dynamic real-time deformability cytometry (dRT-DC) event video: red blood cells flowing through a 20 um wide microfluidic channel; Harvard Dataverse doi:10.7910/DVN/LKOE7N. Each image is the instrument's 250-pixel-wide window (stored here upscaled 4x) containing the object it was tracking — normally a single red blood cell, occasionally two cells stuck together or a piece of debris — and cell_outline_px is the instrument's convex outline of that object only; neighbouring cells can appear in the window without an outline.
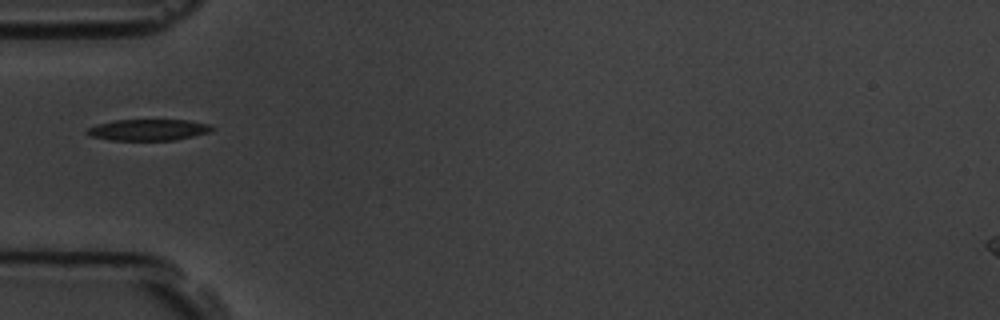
{"species": "common noctule bat (a hibernating species)", "species_latin": "Nyctalus noctula", "temperature_condition": "room temperature", "stored_images_in_passage": 1, "camera_frame_rate_fps": 3000, "um_per_image_px": 0.085, "animal": {"sex": "male", "body_mass_g": 19.5, "forearm_length_mm": 54.6}, "frame": {"image": 1, "passage_image": 1, "time_ms": 0.0, "image_size_px": [1000, 320], "cell_outline_px": [[216, 128], [212, 132], [176, 140], [112, 140], [92, 136], [84, 132], [88, 128], [96, 124], [112, 120], [188, 120], [212, 124]], "centroid_in_image_um": [12.68, 11.03], "position_along_channel_um": 72.3, "area_um2": 15.72}}